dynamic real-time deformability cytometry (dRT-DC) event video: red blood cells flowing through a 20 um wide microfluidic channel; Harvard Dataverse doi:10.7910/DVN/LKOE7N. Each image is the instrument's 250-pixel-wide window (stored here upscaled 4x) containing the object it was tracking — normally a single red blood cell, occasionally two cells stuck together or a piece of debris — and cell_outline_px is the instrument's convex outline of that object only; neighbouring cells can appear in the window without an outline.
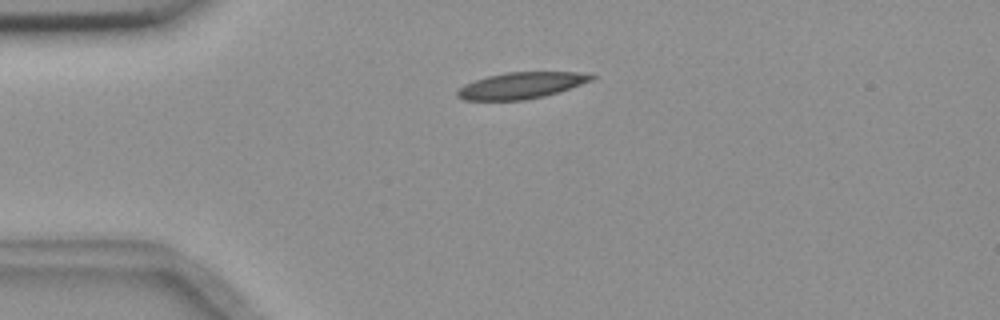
{"species": "common noctule bat (a hibernating species)", "species_latin": "Nyctalus noctula", "temperature_condition": "room temperature", "stored_images_in_passage": 43, "camera_frame_rate_fps": 3000, "um_per_image_px": 0.085, "animal": {"sex": "female", "body_mass_g": 18.4}, "frame": {"image": 1, "passage_image": 1, "time_ms": 0.0, "image_size_px": [1000, 320], "cell_outline_px": [[596, 76], [592, 80], [544, 96], [524, 100], [464, 100], [456, 96], [456, 92], [464, 84], [488, 76], [508, 72], [576, 72]], "centroid_in_image_um": [44.24, 7.27], "position_along_channel_um": 40.8, "area_um2": 20.23}}
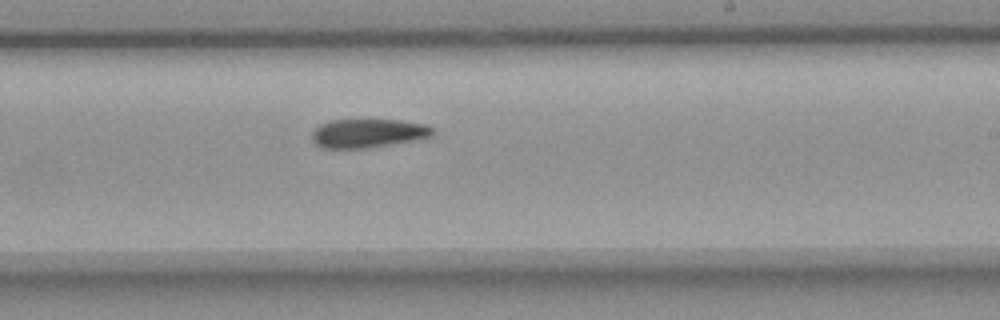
{"frame": {"image": 2, "passage_image": 21, "time_ms": 6.667, "image_size_px": [1000, 320], "cell_outline_px": [[436, 132], [432, 136], [372, 148], [324, 148], [316, 144], [312, 140], [312, 132], [320, 124], [332, 120], [400, 120], [424, 124], [432, 128]], "centroid_in_image_um": [31.28, 11.33], "position_along_channel_um": 257.7, "area_um2": 20.17}}
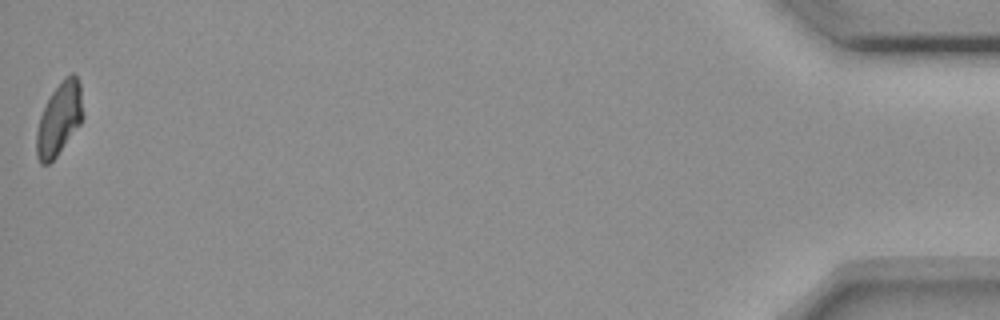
{"frame": {"image": 3, "passage_image": 43, "time_ms": 14.0, "image_size_px": [1000, 320], "cell_outline_px": [[84, 116], [80, 124], [56, 156], [48, 164], [40, 164], [36, 156], [36, 132], [40, 116], [52, 92], [60, 80], [64, 76], [72, 72], [76, 76], [80, 84], [84, 112]], "centroid_in_image_um": [5.04, 10.08], "position_along_channel_um": 430.2, "area_um2": 19.71}}